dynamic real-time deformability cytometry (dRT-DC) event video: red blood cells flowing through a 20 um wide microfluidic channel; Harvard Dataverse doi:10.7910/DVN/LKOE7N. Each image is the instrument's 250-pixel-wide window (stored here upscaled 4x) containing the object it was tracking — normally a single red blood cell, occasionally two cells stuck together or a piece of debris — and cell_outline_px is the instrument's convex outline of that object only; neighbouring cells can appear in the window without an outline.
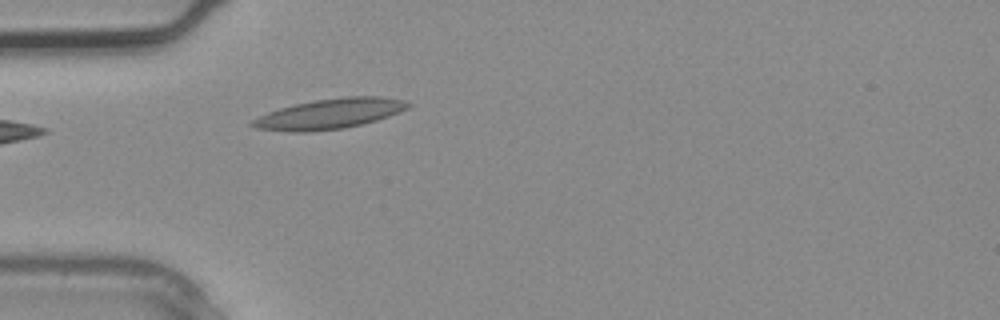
{"species": "common noctule bat (a hibernating species)", "species_latin": "Nyctalus noctula", "temperature_condition": "warm", "stored_images_in_passage": 1, "camera_frame_rate_fps": 3000, "um_per_image_px": 0.085, "animal": {"sex": "male", "body_mass_g": 20.4}, "frame": {"image": 1, "passage_image": 1, "time_ms": 0.0, "image_size_px": [1000, 320], "cell_outline_px": [[412, 104], [408, 108], [400, 112], [376, 120], [344, 128], [312, 132], [292, 132], [256, 128], [248, 124], [252, 120], [268, 112], [280, 108], [296, 104], [316, 100], [344, 96], [380, 96], [404, 100]], "centroid_in_image_um": [28.03, 9.67], "position_along_channel_um": 57.0, "area_um2": 27.28}}